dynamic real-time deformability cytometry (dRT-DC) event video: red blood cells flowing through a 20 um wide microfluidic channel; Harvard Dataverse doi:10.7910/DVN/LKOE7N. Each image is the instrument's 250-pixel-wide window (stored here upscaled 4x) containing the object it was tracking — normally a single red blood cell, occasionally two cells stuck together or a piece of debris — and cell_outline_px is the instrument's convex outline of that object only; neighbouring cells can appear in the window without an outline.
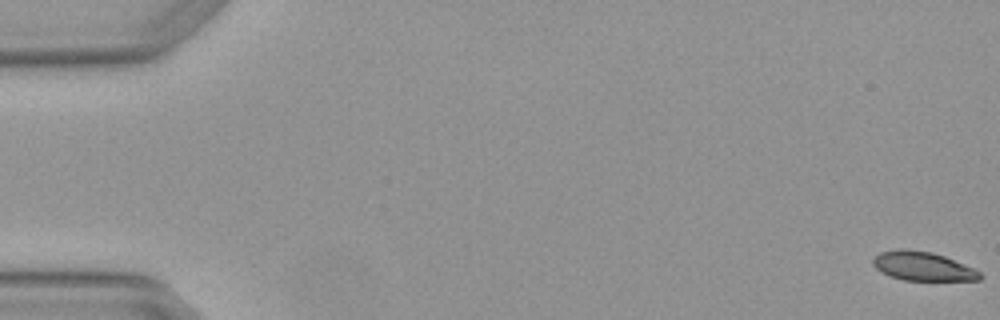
{"species": "Egyptian fruit bat (a non-hibernating species)", "species_latin": "Rousettus aegyptiacus", "temperature_condition": "warm", "stored_images_in_passage": 5, "camera_frame_rate_fps": 3000, "um_per_image_px": 0.085, "animal": {"sex": "female"}, "frame": {"image": 1, "passage_image": 1, "time_ms": 0.0, "image_size_px": [1000, 320], "cell_outline_px": [[984, 276], [980, 280], [904, 280], [888, 276], [880, 272], [872, 264], [872, 260], [880, 252], [896, 248], [904, 248], [932, 252], [944, 256], [972, 268], [980, 272]], "centroid_in_image_um": [78.39, 22.62], "position_along_channel_um": 6.6, "area_um2": 18.09}}
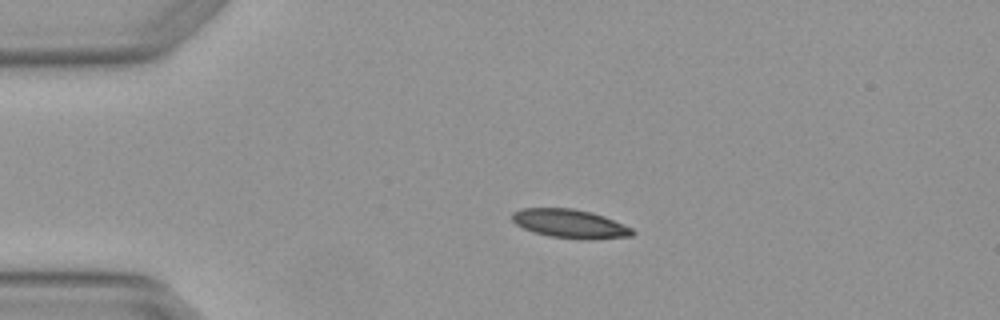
{"frame": {"image": 2, "passage_image": 4, "time_ms": 1.0, "image_size_px": [1000, 320], "cell_outline_px": [[636, 232], [632, 236], [588, 240], [548, 236], [532, 232], [516, 224], [512, 220], [512, 212], [520, 208], [572, 208], [592, 212], [604, 216], [632, 228]], "centroid_in_image_um": [48.44, 19.01], "position_along_channel_um": 36.6, "area_um2": 20.29}}